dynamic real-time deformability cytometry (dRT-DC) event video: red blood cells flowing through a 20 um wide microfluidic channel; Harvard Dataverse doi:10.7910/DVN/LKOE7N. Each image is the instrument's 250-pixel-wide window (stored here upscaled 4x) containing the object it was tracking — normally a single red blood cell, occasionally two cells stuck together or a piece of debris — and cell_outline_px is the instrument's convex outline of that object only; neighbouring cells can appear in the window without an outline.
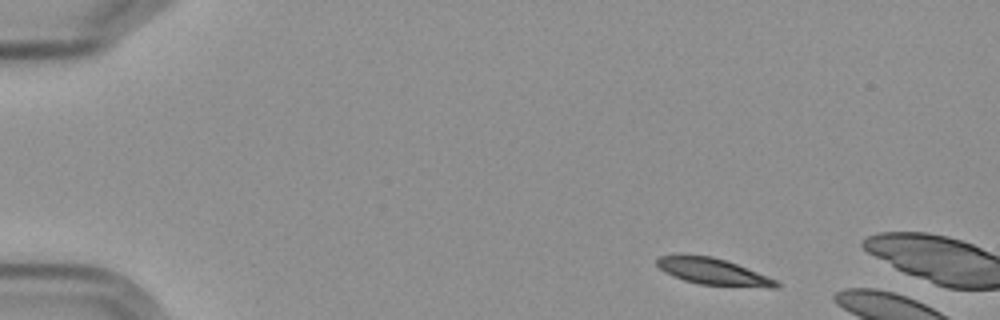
{"species": "Egyptian fruit bat (a non-hibernating species)", "species_latin": "Rousettus aegyptiacus", "temperature_condition": "cold", "stored_images_in_passage": 3, "camera_frame_rate_fps": 3000, "um_per_image_px": 0.085, "frame": {"image": 1, "passage_image": 1, "time_ms": 0.0, "image_size_px": [1000, 320], "cell_outline_px": [[780, 288], [772, 288], [700, 284], [684, 280], [672, 276], [664, 272], [656, 264], [656, 260], [660, 256], [712, 256], [736, 264], [776, 280], [780, 284]], "centroid_in_image_um": [60.63, 23.11], "position_along_channel_um": 24.4, "area_um2": 17.98}}